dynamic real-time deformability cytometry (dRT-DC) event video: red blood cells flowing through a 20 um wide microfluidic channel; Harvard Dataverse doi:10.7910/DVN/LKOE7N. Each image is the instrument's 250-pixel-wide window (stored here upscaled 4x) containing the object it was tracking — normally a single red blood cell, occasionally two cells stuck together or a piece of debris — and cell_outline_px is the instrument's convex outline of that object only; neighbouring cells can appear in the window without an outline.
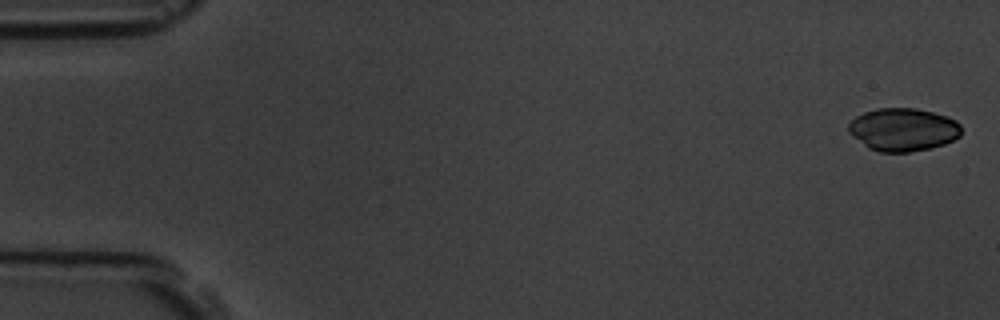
{"species": "common noctule bat (a hibernating species)", "species_latin": "Nyctalus noctula", "temperature_condition": "room temperature", "stored_images_in_passage": 4, "camera_frame_rate_fps": 3000, "um_per_image_px": 0.085, "animal": {"sex": "male", "body_mass_g": 19.5, "forearm_length_mm": 54.6}, "frame": {"image": 1, "passage_image": 1, "time_ms": 0.0, "image_size_px": [1000, 320], "cell_outline_px": [[960, 136], [944, 144], [928, 148], [908, 152], [880, 152], [868, 148], [852, 136], [848, 132], [848, 124], [856, 116], [864, 112], [876, 108], [916, 108], [948, 116], [956, 120], [960, 124]], "centroid_in_image_um": [76.74, 11.0], "position_along_channel_um": 8.3, "area_um2": 28.26}}